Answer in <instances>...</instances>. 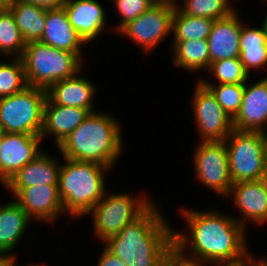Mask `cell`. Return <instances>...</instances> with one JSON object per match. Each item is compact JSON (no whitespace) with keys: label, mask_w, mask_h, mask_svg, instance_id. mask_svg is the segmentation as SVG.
Segmentation results:
<instances>
[{"label":"cell","mask_w":267,"mask_h":266,"mask_svg":"<svg viewBox=\"0 0 267 266\" xmlns=\"http://www.w3.org/2000/svg\"><path fill=\"white\" fill-rule=\"evenodd\" d=\"M40 42L72 53H81L85 44L71 25L64 7L46 10V25Z\"/></svg>","instance_id":"d6986e66"},{"label":"cell","mask_w":267,"mask_h":266,"mask_svg":"<svg viewBox=\"0 0 267 266\" xmlns=\"http://www.w3.org/2000/svg\"><path fill=\"white\" fill-rule=\"evenodd\" d=\"M213 23L214 19L184 14L177 6L174 10L172 22L174 41L207 40Z\"/></svg>","instance_id":"484cf974"},{"label":"cell","mask_w":267,"mask_h":266,"mask_svg":"<svg viewBox=\"0 0 267 266\" xmlns=\"http://www.w3.org/2000/svg\"><path fill=\"white\" fill-rule=\"evenodd\" d=\"M113 2H115L117 12L122 19L115 28L116 32L154 4L151 0H114Z\"/></svg>","instance_id":"1f68e13d"},{"label":"cell","mask_w":267,"mask_h":266,"mask_svg":"<svg viewBox=\"0 0 267 266\" xmlns=\"http://www.w3.org/2000/svg\"><path fill=\"white\" fill-rule=\"evenodd\" d=\"M25 44L12 12H0V53L20 58Z\"/></svg>","instance_id":"4316f807"},{"label":"cell","mask_w":267,"mask_h":266,"mask_svg":"<svg viewBox=\"0 0 267 266\" xmlns=\"http://www.w3.org/2000/svg\"><path fill=\"white\" fill-rule=\"evenodd\" d=\"M264 24L266 25V28H267V14H266V16H265V19H264Z\"/></svg>","instance_id":"ee69618b"},{"label":"cell","mask_w":267,"mask_h":266,"mask_svg":"<svg viewBox=\"0 0 267 266\" xmlns=\"http://www.w3.org/2000/svg\"><path fill=\"white\" fill-rule=\"evenodd\" d=\"M195 89L192 107L202 141H224L234 130L233 120L200 81Z\"/></svg>","instance_id":"8fae6325"},{"label":"cell","mask_w":267,"mask_h":266,"mask_svg":"<svg viewBox=\"0 0 267 266\" xmlns=\"http://www.w3.org/2000/svg\"><path fill=\"white\" fill-rule=\"evenodd\" d=\"M69 21L85 43H90L104 30L106 13L95 0H66L63 6Z\"/></svg>","instance_id":"2e32d148"},{"label":"cell","mask_w":267,"mask_h":266,"mask_svg":"<svg viewBox=\"0 0 267 266\" xmlns=\"http://www.w3.org/2000/svg\"><path fill=\"white\" fill-rule=\"evenodd\" d=\"M28 86L48 89L82 71V54L56 49L40 41L25 44L20 57Z\"/></svg>","instance_id":"5b68a950"},{"label":"cell","mask_w":267,"mask_h":266,"mask_svg":"<svg viewBox=\"0 0 267 266\" xmlns=\"http://www.w3.org/2000/svg\"><path fill=\"white\" fill-rule=\"evenodd\" d=\"M267 77L251 86L245 84L239 113L233 119V128L239 131L266 132Z\"/></svg>","instance_id":"5bb4252c"},{"label":"cell","mask_w":267,"mask_h":266,"mask_svg":"<svg viewBox=\"0 0 267 266\" xmlns=\"http://www.w3.org/2000/svg\"><path fill=\"white\" fill-rule=\"evenodd\" d=\"M174 58L176 67L189 71H198L202 68L209 69L210 53L208 42L205 39L173 41Z\"/></svg>","instance_id":"d4e9b609"},{"label":"cell","mask_w":267,"mask_h":266,"mask_svg":"<svg viewBox=\"0 0 267 266\" xmlns=\"http://www.w3.org/2000/svg\"><path fill=\"white\" fill-rule=\"evenodd\" d=\"M9 10L25 43L41 40L46 25V9L12 0Z\"/></svg>","instance_id":"cb8c5ba5"},{"label":"cell","mask_w":267,"mask_h":266,"mask_svg":"<svg viewBox=\"0 0 267 266\" xmlns=\"http://www.w3.org/2000/svg\"><path fill=\"white\" fill-rule=\"evenodd\" d=\"M120 127L118 121L107 113L90 112L58 148L63 158L95 162L111 168L123 147Z\"/></svg>","instance_id":"3957f363"},{"label":"cell","mask_w":267,"mask_h":266,"mask_svg":"<svg viewBox=\"0 0 267 266\" xmlns=\"http://www.w3.org/2000/svg\"><path fill=\"white\" fill-rule=\"evenodd\" d=\"M230 0H184L180 10L189 16L220 19L230 15L235 9Z\"/></svg>","instance_id":"f546056e"},{"label":"cell","mask_w":267,"mask_h":266,"mask_svg":"<svg viewBox=\"0 0 267 266\" xmlns=\"http://www.w3.org/2000/svg\"><path fill=\"white\" fill-rule=\"evenodd\" d=\"M16 261V257H14L13 259H10L9 261H8V266H14V265H16L15 262ZM27 266H34V265H27ZM35 266H40V265H35Z\"/></svg>","instance_id":"ab89813d"},{"label":"cell","mask_w":267,"mask_h":266,"mask_svg":"<svg viewBox=\"0 0 267 266\" xmlns=\"http://www.w3.org/2000/svg\"><path fill=\"white\" fill-rule=\"evenodd\" d=\"M52 156L40 153L34 160L23 166L5 187H31L37 185L58 186L61 165Z\"/></svg>","instance_id":"44dd1931"},{"label":"cell","mask_w":267,"mask_h":266,"mask_svg":"<svg viewBox=\"0 0 267 266\" xmlns=\"http://www.w3.org/2000/svg\"><path fill=\"white\" fill-rule=\"evenodd\" d=\"M160 213L152 203L104 246L127 266H165L174 253V230Z\"/></svg>","instance_id":"7a4b0ae2"},{"label":"cell","mask_w":267,"mask_h":266,"mask_svg":"<svg viewBox=\"0 0 267 266\" xmlns=\"http://www.w3.org/2000/svg\"><path fill=\"white\" fill-rule=\"evenodd\" d=\"M152 203L145 197L136 199L127 193L109 195L106 192L89 212L93 215L95 233L106 241L138 218Z\"/></svg>","instance_id":"ba28073f"},{"label":"cell","mask_w":267,"mask_h":266,"mask_svg":"<svg viewBox=\"0 0 267 266\" xmlns=\"http://www.w3.org/2000/svg\"><path fill=\"white\" fill-rule=\"evenodd\" d=\"M14 196V200L30 218L48 221L58 218L64 209L59 197L58 186L37 185L31 187H6Z\"/></svg>","instance_id":"4fadbf2b"},{"label":"cell","mask_w":267,"mask_h":266,"mask_svg":"<svg viewBox=\"0 0 267 266\" xmlns=\"http://www.w3.org/2000/svg\"><path fill=\"white\" fill-rule=\"evenodd\" d=\"M165 266H204V264L184 260L174 252L168 258V261H167Z\"/></svg>","instance_id":"e575fe53"},{"label":"cell","mask_w":267,"mask_h":266,"mask_svg":"<svg viewBox=\"0 0 267 266\" xmlns=\"http://www.w3.org/2000/svg\"><path fill=\"white\" fill-rule=\"evenodd\" d=\"M6 134V132L4 131V129L0 126V144L2 142V139L4 137V135Z\"/></svg>","instance_id":"60d3db41"},{"label":"cell","mask_w":267,"mask_h":266,"mask_svg":"<svg viewBox=\"0 0 267 266\" xmlns=\"http://www.w3.org/2000/svg\"><path fill=\"white\" fill-rule=\"evenodd\" d=\"M18 2L29 3L46 10L59 9L64 6L66 0H17Z\"/></svg>","instance_id":"836d02e7"},{"label":"cell","mask_w":267,"mask_h":266,"mask_svg":"<svg viewBox=\"0 0 267 266\" xmlns=\"http://www.w3.org/2000/svg\"><path fill=\"white\" fill-rule=\"evenodd\" d=\"M181 210L189 225L191 238L174 230V252L179 257L214 266H239L250 257L243 218L235 219L217 211ZM187 247H191L193 258L184 256Z\"/></svg>","instance_id":"6da1fadb"},{"label":"cell","mask_w":267,"mask_h":266,"mask_svg":"<svg viewBox=\"0 0 267 266\" xmlns=\"http://www.w3.org/2000/svg\"><path fill=\"white\" fill-rule=\"evenodd\" d=\"M64 159L58 181L64 213L73 218L85 216L105 195L104 174L110 168L95 162Z\"/></svg>","instance_id":"277c9868"},{"label":"cell","mask_w":267,"mask_h":266,"mask_svg":"<svg viewBox=\"0 0 267 266\" xmlns=\"http://www.w3.org/2000/svg\"><path fill=\"white\" fill-rule=\"evenodd\" d=\"M241 27L242 23L236 11L226 17L214 20L207 37L210 65L215 61L239 58Z\"/></svg>","instance_id":"9a60e30c"},{"label":"cell","mask_w":267,"mask_h":266,"mask_svg":"<svg viewBox=\"0 0 267 266\" xmlns=\"http://www.w3.org/2000/svg\"><path fill=\"white\" fill-rule=\"evenodd\" d=\"M76 75L53 83L47 89V97L54 103L69 107H79L94 112L92 97L96 89L82 76Z\"/></svg>","instance_id":"ffe728a7"},{"label":"cell","mask_w":267,"mask_h":266,"mask_svg":"<svg viewBox=\"0 0 267 266\" xmlns=\"http://www.w3.org/2000/svg\"><path fill=\"white\" fill-rule=\"evenodd\" d=\"M90 114L88 109L54 104L48 97L44 105L41 138L53 135L57 146Z\"/></svg>","instance_id":"e0dca14e"},{"label":"cell","mask_w":267,"mask_h":266,"mask_svg":"<svg viewBox=\"0 0 267 266\" xmlns=\"http://www.w3.org/2000/svg\"><path fill=\"white\" fill-rule=\"evenodd\" d=\"M28 86L21 58L0 62V98L14 95Z\"/></svg>","instance_id":"f1b7e54d"},{"label":"cell","mask_w":267,"mask_h":266,"mask_svg":"<svg viewBox=\"0 0 267 266\" xmlns=\"http://www.w3.org/2000/svg\"><path fill=\"white\" fill-rule=\"evenodd\" d=\"M252 256L248 257L239 266H267V259L254 260Z\"/></svg>","instance_id":"d590c367"},{"label":"cell","mask_w":267,"mask_h":266,"mask_svg":"<svg viewBox=\"0 0 267 266\" xmlns=\"http://www.w3.org/2000/svg\"><path fill=\"white\" fill-rule=\"evenodd\" d=\"M239 58L248 73L252 68H265L267 65V28L264 22L258 29L242 24Z\"/></svg>","instance_id":"603a6c76"},{"label":"cell","mask_w":267,"mask_h":266,"mask_svg":"<svg viewBox=\"0 0 267 266\" xmlns=\"http://www.w3.org/2000/svg\"><path fill=\"white\" fill-rule=\"evenodd\" d=\"M265 173H267V152H266V163H265Z\"/></svg>","instance_id":"7bdbcfd3"},{"label":"cell","mask_w":267,"mask_h":266,"mask_svg":"<svg viewBox=\"0 0 267 266\" xmlns=\"http://www.w3.org/2000/svg\"><path fill=\"white\" fill-rule=\"evenodd\" d=\"M46 99L47 90L34 86L0 98V126L6 133L40 136Z\"/></svg>","instance_id":"52a82bcc"},{"label":"cell","mask_w":267,"mask_h":266,"mask_svg":"<svg viewBox=\"0 0 267 266\" xmlns=\"http://www.w3.org/2000/svg\"><path fill=\"white\" fill-rule=\"evenodd\" d=\"M208 70L214 73L219 84H245L250 76L240 58L212 62Z\"/></svg>","instance_id":"4dcf8cb0"},{"label":"cell","mask_w":267,"mask_h":266,"mask_svg":"<svg viewBox=\"0 0 267 266\" xmlns=\"http://www.w3.org/2000/svg\"><path fill=\"white\" fill-rule=\"evenodd\" d=\"M41 136L6 133L0 144V181L5 185L23 166L34 160L40 150Z\"/></svg>","instance_id":"7c38bea8"},{"label":"cell","mask_w":267,"mask_h":266,"mask_svg":"<svg viewBox=\"0 0 267 266\" xmlns=\"http://www.w3.org/2000/svg\"><path fill=\"white\" fill-rule=\"evenodd\" d=\"M228 196L247 218L256 224L267 221V186L263 179L233 184Z\"/></svg>","instance_id":"ac0fdd59"},{"label":"cell","mask_w":267,"mask_h":266,"mask_svg":"<svg viewBox=\"0 0 267 266\" xmlns=\"http://www.w3.org/2000/svg\"><path fill=\"white\" fill-rule=\"evenodd\" d=\"M97 266H127L119 257L104 247Z\"/></svg>","instance_id":"d6a6232c"},{"label":"cell","mask_w":267,"mask_h":266,"mask_svg":"<svg viewBox=\"0 0 267 266\" xmlns=\"http://www.w3.org/2000/svg\"><path fill=\"white\" fill-rule=\"evenodd\" d=\"M27 213L15 202L0 205V254L13 259L8 253L17 245L30 222ZM8 253V254H7Z\"/></svg>","instance_id":"7402d4cb"},{"label":"cell","mask_w":267,"mask_h":266,"mask_svg":"<svg viewBox=\"0 0 267 266\" xmlns=\"http://www.w3.org/2000/svg\"><path fill=\"white\" fill-rule=\"evenodd\" d=\"M263 180H264V182H265V184L267 186V173L264 174Z\"/></svg>","instance_id":"b9f144b4"},{"label":"cell","mask_w":267,"mask_h":266,"mask_svg":"<svg viewBox=\"0 0 267 266\" xmlns=\"http://www.w3.org/2000/svg\"><path fill=\"white\" fill-rule=\"evenodd\" d=\"M9 259L0 254V266H8Z\"/></svg>","instance_id":"f35d334b"},{"label":"cell","mask_w":267,"mask_h":266,"mask_svg":"<svg viewBox=\"0 0 267 266\" xmlns=\"http://www.w3.org/2000/svg\"><path fill=\"white\" fill-rule=\"evenodd\" d=\"M215 96L219 105L224 109L228 116L233 120L239 113L243 100L245 84H219L200 81Z\"/></svg>","instance_id":"83f0119b"},{"label":"cell","mask_w":267,"mask_h":266,"mask_svg":"<svg viewBox=\"0 0 267 266\" xmlns=\"http://www.w3.org/2000/svg\"><path fill=\"white\" fill-rule=\"evenodd\" d=\"M175 7L153 4L144 13L124 25L118 33L128 36L140 44L143 50L150 51L172 32Z\"/></svg>","instance_id":"30bf717a"},{"label":"cell","mask_w":267,"mask_h":266,"mask_svg":"<svg viewBox=\"0 0 267 266\" xmlns=\"http://www.w3.org/2000/svg\"><path fill=\"white\" fill-rule=\"evenodd\" d=\"M12 0H0V12L9 10Z\"/></svg>","instance_id":"74e56055"},{"label":"cell","mask_w":267,"mask_h":266,"mask_svg":"<svg viewBox=\"0 0 267 266\" xmlns=\"http://www.w3.org/2000/svg\"><path fill=\"white\" fill-rule=\"evenodd\" d=\"M224 141L233 184L263 179L267 152L266 132L234 129Z\"/></svg>","instance_id":"8992f818"},{"label":"cell","mask_w":267,"mask_h":266,"mask_svg":"<svg viewBox=\"0 0 267 266\" xmlns=\"http://www.w3.org/2000/svg\"><path fill=\"white\" fill-rule=\"evenodd\" d=\"M154 4H165V5H170L172 7H177L180 6L178 5V2L176 3L175 1L177 0H151Z\"/></svg>","instance_id":"8d00e7d4"},{"label":"cell","mask_w":267,"mask_h":266,"mask_svg":"<svg viewBox=\"0 0 267 266\" xmlns=\"http://www.w3.org/2000/svg\"><path fill=\"white\" fill-rule=\"evenodd\" d=\"M196 176L204 186L228 197L233 185L225 141H201L195 149Z\"/></svg>","instance_id":"9c48e42d"}]
</instances>
